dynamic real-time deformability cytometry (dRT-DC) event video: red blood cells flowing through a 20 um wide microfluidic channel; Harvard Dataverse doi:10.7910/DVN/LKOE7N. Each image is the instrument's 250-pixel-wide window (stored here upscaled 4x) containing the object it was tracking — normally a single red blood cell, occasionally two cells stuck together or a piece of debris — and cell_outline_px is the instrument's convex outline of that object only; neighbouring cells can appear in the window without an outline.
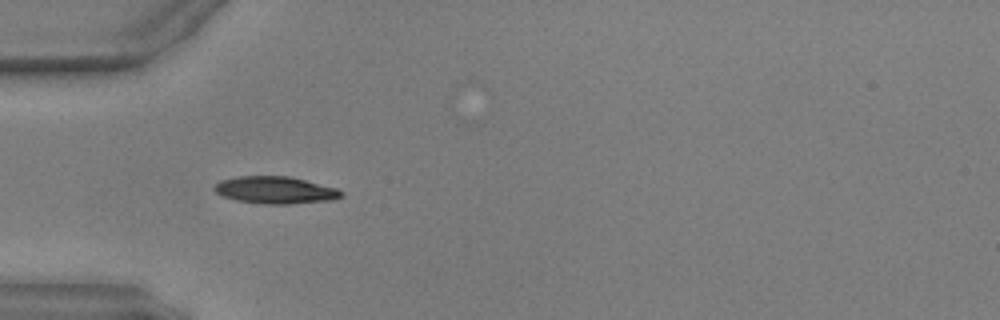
{"species": "common noctule bat (a hibernating species)", "species_latin": "Nyctalus noctula", "temperature_condition": "warm", "stored_images_in_passage": 36, "camera_frame_rate_fps": 3000, "um_per_image_px": 0.085, "animal": {"sex": "male", "body_mass_g": 17.9, "forearm_length_mm": 54.2}, "frame": {"image": 1, "passage_image": 1, "time_ms": 0.0, "image_size_px": [1000, 320], "cell_outline_px": [[340, 192], [336, 196], [308, 200], [248, 200], [220, 192], [216, 188], [220, 184], [232, 180], [256, 176], [272, 176], [296, 180]], "centroid_in_image_um": [23.29, 16.09], "position_along_channel_um": 61.7, "area_um2": 15.14}}
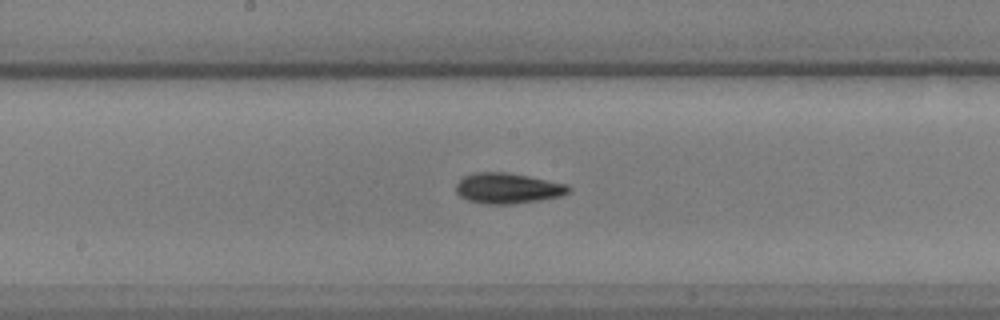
{"frame": {"image": 2, "passage_image": 12, "time_ms": 3.667, "image_size_px": [1000, 320], "cell_outline_px": [[564, 188], [560, 192], [544, 196], [516, 200], [488, 200], [472, 196], [464, 192], [460, 188], [468, 180], [480, 176], [512, 176], [532, 180]], "centroid_in_image_um": [43.13, 16.0], "position_along_channel_um": 205.1, "area_um2": 13.01}}
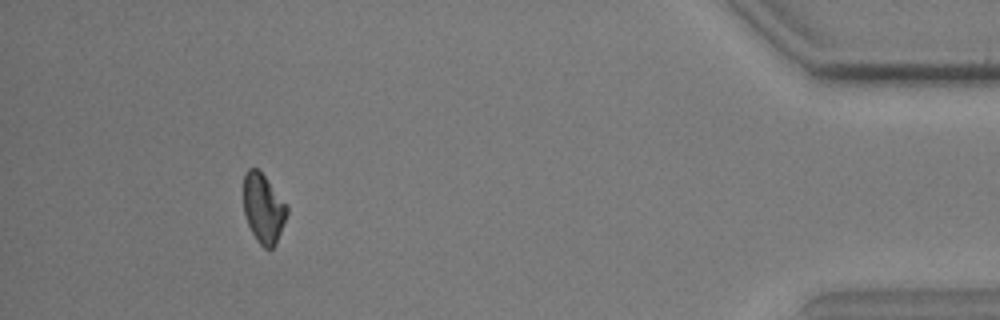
{"frame": {"image": 3, "passage_image": 32, "time_ms": 10.333, "image_size_px": [1000, 320], "cell_outline_px": [[284, 216], [276, 236], [272, 244], [268, 248], [256, 236], [248, 220], [244, 208], [244, 180], [248, 172], [252, 168], [260, 172], [284, 204]], "centroid_in_image_um": [22.31, 17.62], "position_along_channel_um": 412.9, "area_um2": 15.03}, "authors_computed_cell_mechanics": {"area_um2": 13.8431, "velocity_mm_per_s": 3.9697, "shape_relaxation_time_tau1_ms": 8.7817, "shape_relaxation_time_tau2_ms": 6.8812, "deformation_change_tau1": 0.2136, "deformation_change_tau2": 0.1677}}